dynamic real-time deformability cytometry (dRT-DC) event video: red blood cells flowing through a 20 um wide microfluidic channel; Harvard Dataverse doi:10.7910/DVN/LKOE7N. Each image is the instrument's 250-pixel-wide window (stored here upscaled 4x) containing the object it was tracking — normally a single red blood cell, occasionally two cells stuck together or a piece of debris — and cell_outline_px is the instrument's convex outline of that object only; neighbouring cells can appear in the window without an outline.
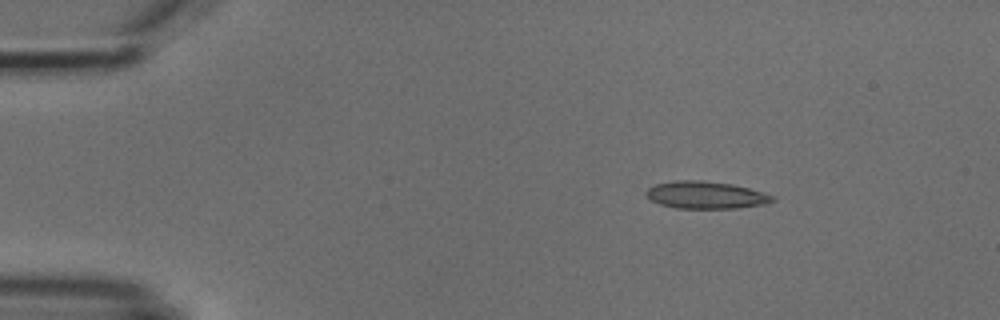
{"species": "common noctule bat (a hibernating species)", "species_latin": "Nyctalus noctula", "temperature_condition": "cold", "stored_images_in_passage": 4, "camera_frame_rate_fps": 3000, "um_per_image_px": 0.085, "animal": {"sex": "male", "body_mass_g": 18.8}, "frame": {"image": 1, "passage_image": 3, "time_ms": 2.333, "image_size_px": [1000, 320], "cell_outline_px": [[776, 200], [764, 204], [740, 208], [676, 208], [660, 204], [652, 200], [644, 192], [648, 188], [656, 184], [676, 180], [704, 180], [732, 184], [748, 188], [776, 196]], "centroid_in_image_um": [60.02, 16.57], "position_along_channel_um": 25.0, "area_um2": 20.11}}